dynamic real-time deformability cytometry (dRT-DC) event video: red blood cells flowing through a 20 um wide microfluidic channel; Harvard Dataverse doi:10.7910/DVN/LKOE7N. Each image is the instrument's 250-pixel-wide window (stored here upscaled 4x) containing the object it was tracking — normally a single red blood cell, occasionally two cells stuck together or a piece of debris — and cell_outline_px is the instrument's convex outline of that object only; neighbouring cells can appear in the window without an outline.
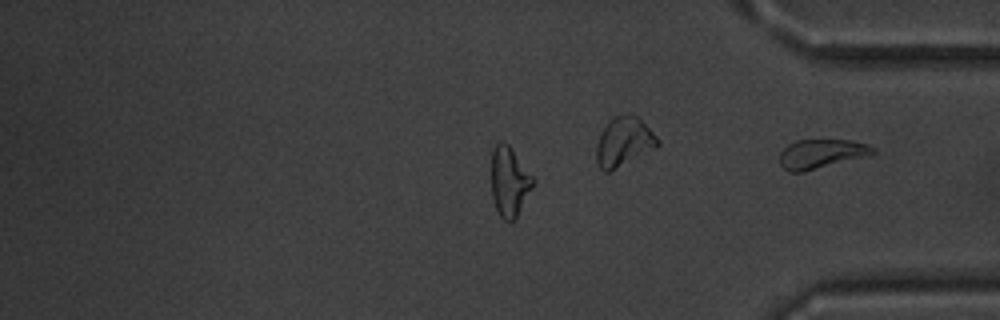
{"species": "common noctule bat (a hibernating species)", "species_latin": "Nyctalus noctula", "temperature_condition": "warm", "stored_images_in_passage": 43, "camera_frame_rate_fps": 3000, "um_per_image_px": 0.085, "animal": {"sex": "male", "body_mass_g": 20.1, "forearm_length_mm": 53.5}, "frame": {"image": 1, "passage_image": 43, "time_ms": 14.0, "image_size_px": [1000, 320], "cell_outline_px": [[876, 152], [868, 156], [800, 172], [788, 172], [780, 164], [780, 152], [788, 144], [796, 140], [852, 140], [868, 144], [876, 148]], "centroid_in_image_um": [69.83, 13.06], "position_along_channel_um": 365.4, "area_um2": 15.84}}